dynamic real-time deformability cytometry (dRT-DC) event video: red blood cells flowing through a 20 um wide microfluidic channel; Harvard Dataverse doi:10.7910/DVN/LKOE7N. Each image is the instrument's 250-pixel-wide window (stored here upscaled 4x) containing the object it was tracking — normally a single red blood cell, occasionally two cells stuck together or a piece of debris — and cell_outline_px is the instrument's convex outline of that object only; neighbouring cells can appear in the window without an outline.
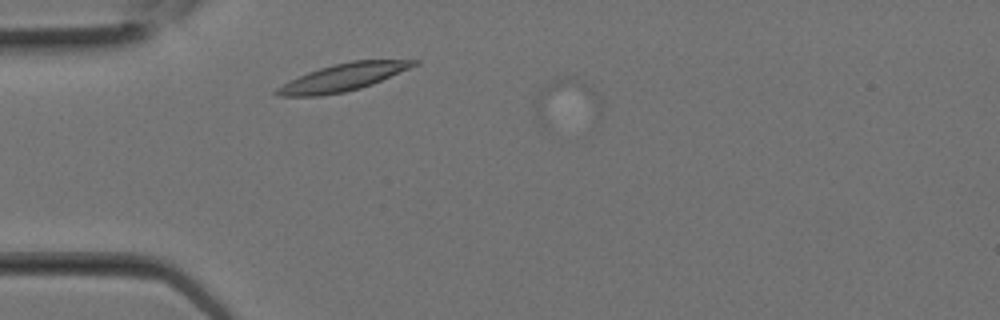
{"species": "Egyptian fruit bat (a non-hibernating species)", "species_latin": "Rousettus aegyptiacus", "temperature_condition": "room temperature", "stored_images_in_passage": 5, "camera_frame_rate_fps": 3000, "um_per_image_px": 0.085, "animal": {"sex": "female"}, "frame": {"image": 1, "passage_image": 3, "time_ms": 0.667, "image_size_px": [1000, 320], "cell_outline_px": [[604, 116], [544, 128], [540, 124], [536, 116], [536, 96], [544, 84], [548, 80], [556, 76], [576, 76], [592, 84], [604, 100]], "centroid_in_image_um": [48.26, 8.64], "position_along_channel_um": 36.7, "area_um2": 19.71}}
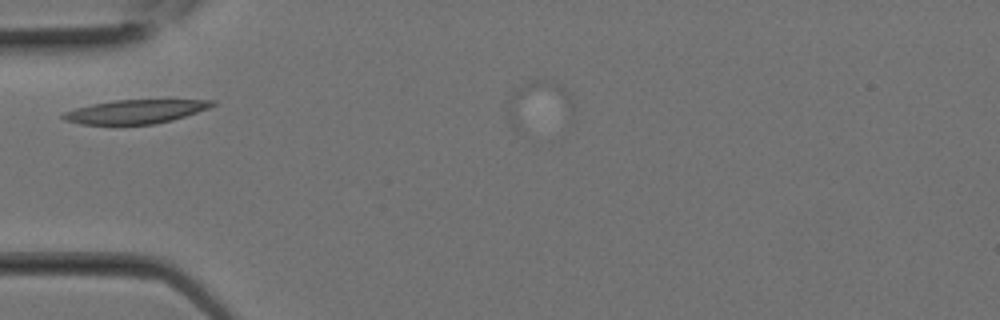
{"frame": {"image": 2, "passage_image": 4, "time_ms": 1.0, "image_size_px": [1000, 320], "cell_outline_px": [[216, 104], [208, 108], [172, 120], [152, 124], [80, 124], [64, 120], [60, 116], [64, 112], [76, 108], [92, 104], [112, 100], [216, 100]], "centroid_in_image_um": [11.48, 9.48], "position_along_channel_um": 73.5, "area_um2": 20.46}}